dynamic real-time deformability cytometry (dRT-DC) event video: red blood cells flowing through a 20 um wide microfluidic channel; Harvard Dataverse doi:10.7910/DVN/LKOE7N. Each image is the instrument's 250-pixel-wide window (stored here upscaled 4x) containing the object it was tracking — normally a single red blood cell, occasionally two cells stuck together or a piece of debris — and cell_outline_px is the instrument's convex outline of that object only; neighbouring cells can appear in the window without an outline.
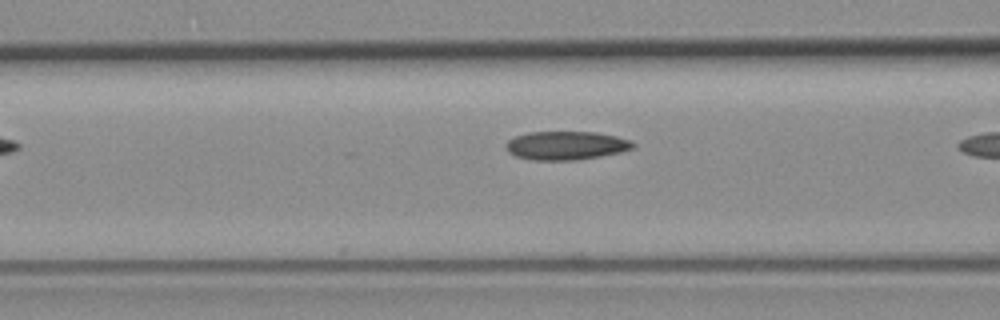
{"species": "common noctule bat (a hibernating species)", "species_latin": "Nyctalus noctula", "temperature_condition": "room temperature", "stored_images_in_passage": 9, "camera_frame_rate_fps": 3000, "um_per_image_px": 0.085, "animal": {"sex": "female", "body_mass_g": 19.3, "forearm_length_mm": 54.1}, "frame": {"image": 1, "passage_image": 8, "time_ms": 2.333, "image_size_px": [1000, 320], "cell_outline_px": [[636, 144], [632, 148], [620, 152], [600, 156], [576, 160], [532, 160], [516, 156], [508, 152], [504, 144], [508, 140], [516, 136], [528, 132], [596, 132], [616, 136], [632, 140]], "centroid_in_image_um": [48.11, 12.36], "position_along_channel_um": 118.5, "area_um2": 21.21}}